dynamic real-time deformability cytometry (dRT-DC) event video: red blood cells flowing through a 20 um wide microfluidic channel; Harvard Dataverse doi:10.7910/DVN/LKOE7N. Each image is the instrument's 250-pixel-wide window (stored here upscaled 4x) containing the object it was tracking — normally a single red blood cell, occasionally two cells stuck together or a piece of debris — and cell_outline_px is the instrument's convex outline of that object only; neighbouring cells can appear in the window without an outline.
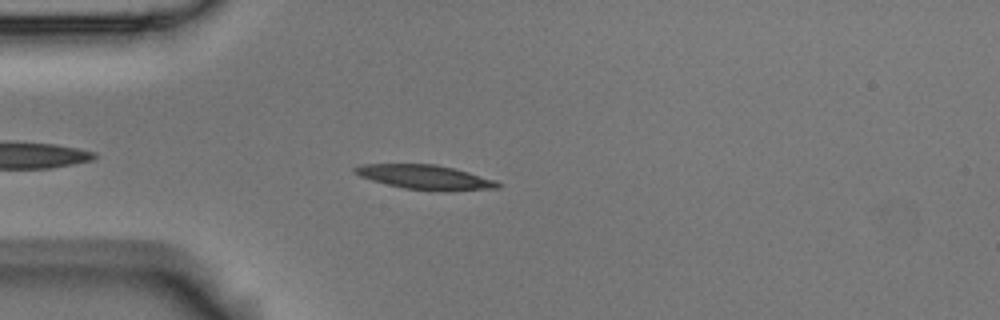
{"species": "Egyptian fruit bat (a non-hibernating species)", "species_latin": "Rousettus aegyptiacus", "temperature_condition": "room temperature", "stored_images_in_passage": 46, "camera_frame_rate_fps": 3000, "um_per_image_px": 0.085, "animal": {"sex": "male"}, "frame": {"image": 1, "passage_image": 5, "time_ms": 1.333, "image_size_px": [1000, 320], "cell_outline_px": [[500, 188], [452, 192], [444, 192], [404, 188], [372, 180], [360, 176], [352, 172], [352, 168], [360, 164], [436, 164], [468, 172], [496, 180], [500, 184]], "centroid_in_image_um": [36.16, 15.07], "position_along_channel_um": 48.8, "area_um2": 20.58}}
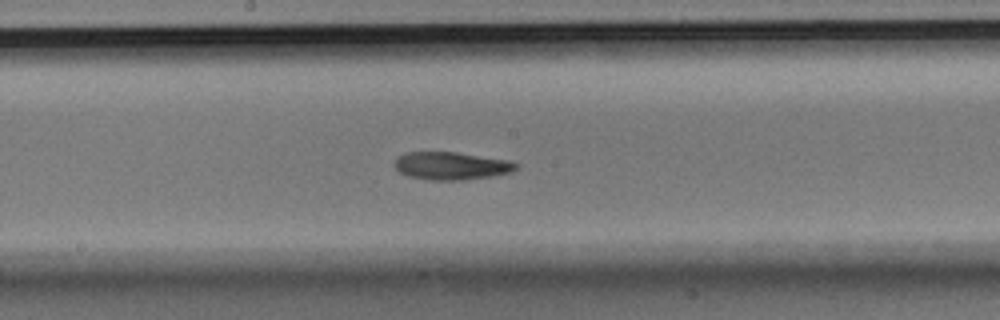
{"frame": {"image": 2, "passage_image": 19, "time_ms": 6.0, "image_size_px": [1000, 320], "cell_outline_px": [[520, 168], [512, 172], [492, 176], [464, 180], [432, 180], [408, 176], [400, 172], [392, 164], [404, 152], [456, 152], [508, 160], [520, 164]], "centroid_in_image_um": [38.4, 14.1], "position_along_channel_um": 209.8, "area_um2": 19.77}}
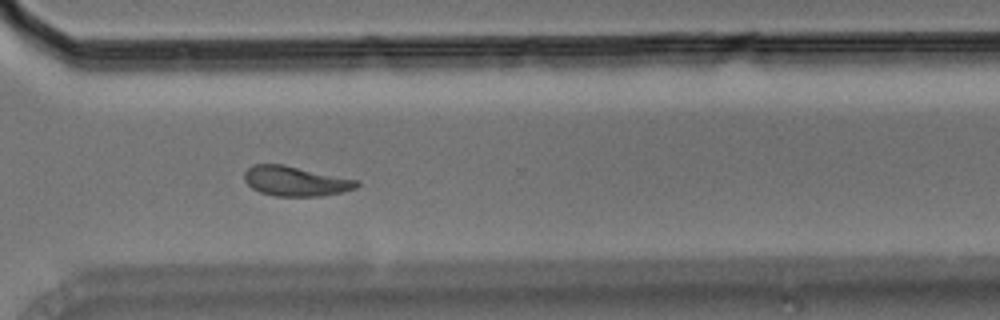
{"frame": {"image": 3, "passage_image": 30, "time_ms": 9.667, "image_size_px": [1000, 320], "cell_outline_px": [[360, 184], [356, 188], [344, 192], [320, 196], [276, 196], [260, 192], [252, 188], [244, 180], [244, 172], [252, 164], [284, 164], [360, 180]], "centroid_in_image_um": [25.15, 15.39], "position_along_channel_um": 345.5, "area_um2": 19.77}, "authors_computed_cell_mechanics": {"area_um2": 19.941, "velocity_mm_per_s": 3.7057, "shape_relaxation_time_tau1_ms": 6.0816, "shape_relaxation_time_tau2_ms": 6.6064, "deformation_change_tau1": 0.1764, "deformation_change_tau2": 0.1408}}